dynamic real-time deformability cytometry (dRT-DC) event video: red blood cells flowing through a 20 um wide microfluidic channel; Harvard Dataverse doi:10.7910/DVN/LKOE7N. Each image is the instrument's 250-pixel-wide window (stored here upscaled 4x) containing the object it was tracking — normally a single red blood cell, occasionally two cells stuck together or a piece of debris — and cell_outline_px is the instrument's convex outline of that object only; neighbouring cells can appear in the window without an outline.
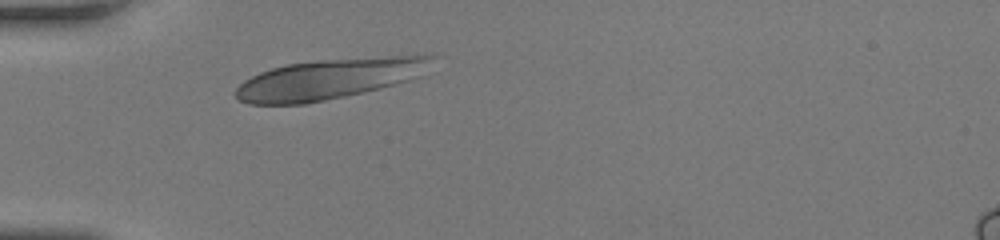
{"species": "human", "species_latin": "Homo sapiens", "temperature_condition": "room temperature", "stored_images_in_passage": 27, "camera_frame_rate_fps": 3000, "um_per_image_px": 0.085, "donor": {"sex": "female"}, "frame": {"image": 1, "passage_image": 1, "time_ms": 0.0, "image_size_px": [1000, 240], "cell_outline_px": [[436, 56], [424, 76], [380, 88], [344, 96], [304, 104], [248, 104], [240, 100], [236, 96], [236, 88], [244, 80], [260, 72], [272, 68], [288, 64], [324, 60], [396, 56]], "centroid_in_image_um": [28.0, 6.72], "position_along_channel_um": 57.0, "area_um2": 45.6}}
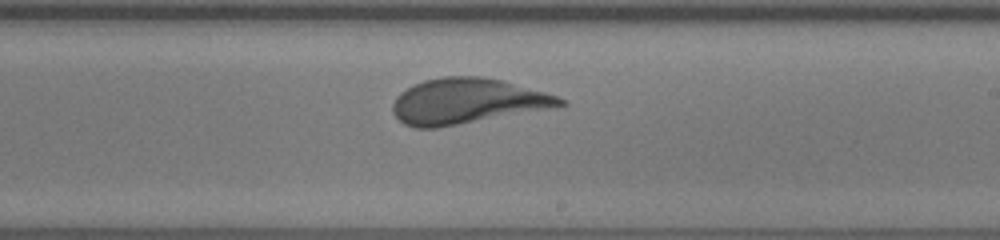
{"frame": {"image": 2, "passage_image": 16, "time_ms": 5.0, "image_size_px": [1000, 240], "cell_outline_px": [[568, 104], [548, 108], [436, 128], [416, 128], [404, 124], [392, 112], [392, 104], [396, 96], [400, 92], [424, 80], [444, 76], [484, 76], [504, 80], [544, 92], [556, 96], [564, 100]], "centroid_in_image_um": [39.65, 8.59], "position_along_channel_um": 249.4, "area_um2": 43.81}}
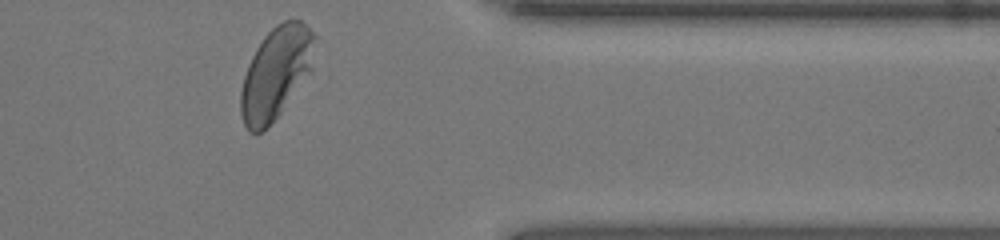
{"frame": {"image": 3, "passage_image": 27, "time_ms": 8.667, "image_size_px": [1000, 240], "cell_outline_px": [[316, 36], [312, 72], [280, 112], [260, 132], [248, 132], [244, 124], [240, 112], [240, 92], [244, 76], [248, 64], [256, 48], [264, 36], [276, 24], [284, 20], [300, 20]], "centroid_in_image_um": [23.46, 6.18], "position_along_channel_um": 387.9, "area_um2": 39.48}, "authors_computed_cell_mechanics": {"area_um2": 43.4078, "velocity_mm_per_s": 4.0776, "shape_relaxation_time_tau1_ms": 5.0999, "shape_relaxation_time_tau2_ms": null, "deformation_change_tau1": 0.2109, "deformation_change_tau2": null}}